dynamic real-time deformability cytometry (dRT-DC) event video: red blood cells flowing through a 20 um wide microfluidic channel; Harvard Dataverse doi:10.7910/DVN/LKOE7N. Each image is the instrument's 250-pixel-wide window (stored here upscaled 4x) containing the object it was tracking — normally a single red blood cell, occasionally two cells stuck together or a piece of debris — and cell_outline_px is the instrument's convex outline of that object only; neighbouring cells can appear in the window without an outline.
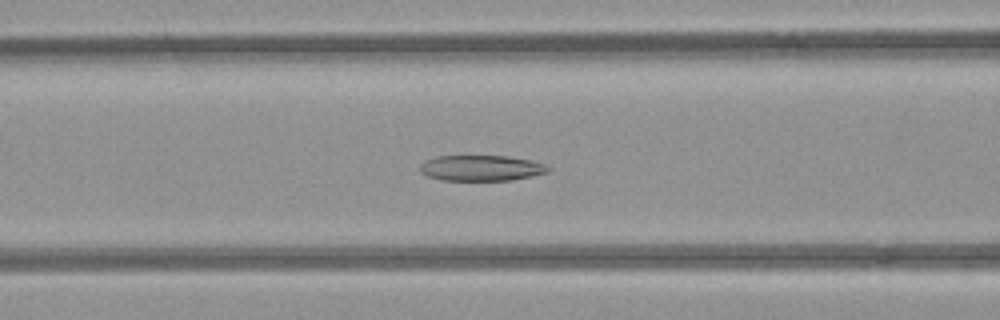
{"species": "common noctule bat (a hibernating species)", "species_latin": "Nyctalus noctula", "temperature_condition": "room temperature", "stored_images_in_passage": 39, "camera_frame_rate_fps": 3000, "um_per_image_px": 0.085, "animal": {"sex": "female", "body_mass_g": 21.9}, "frame": {"image": 1, "passage_image": 15, "time_ms": 4.667, "image_size_px": [1000, 320], "cell_outline_px": [[552, 168], [548, 172], [532, 176], [512, 180], [444, 180], [428, 176], [420, 172], [420, 164], [424, 160], [436, 156], [508, 156], [532, 160], [544, 164]], "centroid_in_image_um": [40.91, 14.28], "position_along_channel_um": 125.7, "area_um2": 19.25}}
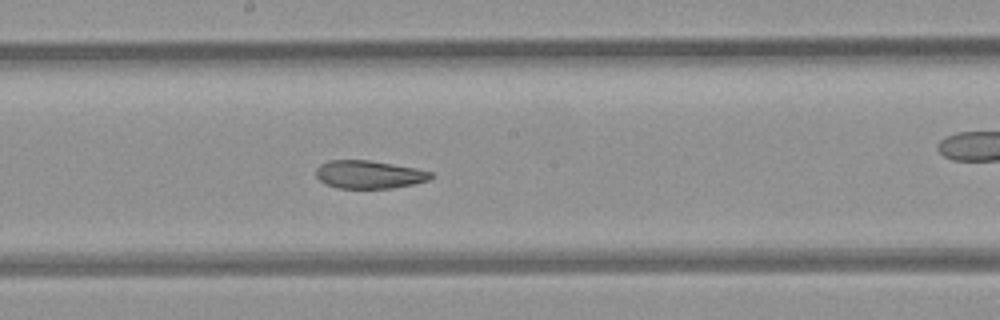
{"frame": {"image": 2, "passage_image": 22, "time_ms": 7.0, "image_size_px": [1000, 320], "cell_outline_px": [[436, 176], [428, 180], [416, 184], [392, 188], [336, 188], [324, 184], [316, 176], [316, 168], [320, 164], [328, 160], [368, 160], [416, 168], [432, 172]], "centroid_in_image_um": [31.38, 14.84], "position_along_channel_um": 216.8, "area_um2": 18.96}}
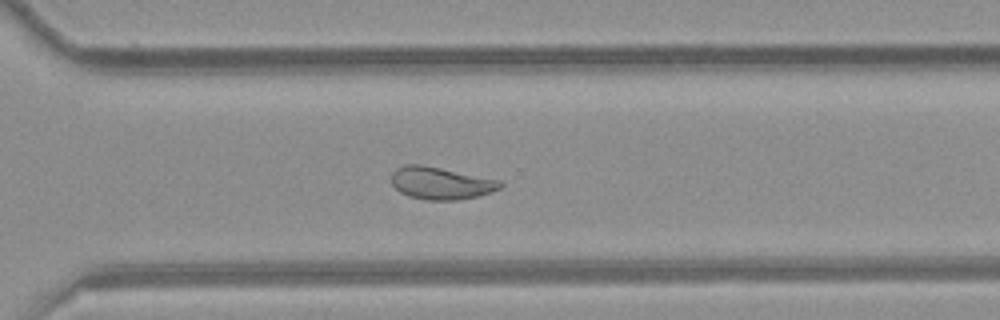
{"frame": {"image": 3, "passage_image": 31, "time_ms": 10.0, "image_size_px": [1000, 320], "cell_outline_px": [[504, 184], [500, 188], [476, 196], [456, 200], [428, 200], [408, 196], [400, 192], [392, 184], [392, 172], [396, 168], [404, 164], [424, 164], [500, 180]], "centroid_in_image_um": [37.44, 15.55], "position_along_channel_um": 333.2, "area_um2": 20.52}, "authors_computed_cell_mechanics": {"area_um2": 22.1374, "velocity_mm_per_s": 3.8959, "shape_relaxation_time_tau1_ms": null, "shape_relaxation_time_tau2_ms": 3.1469, "deformation_change_tau1": null, "deformation_change_tau2": 0.0957}}